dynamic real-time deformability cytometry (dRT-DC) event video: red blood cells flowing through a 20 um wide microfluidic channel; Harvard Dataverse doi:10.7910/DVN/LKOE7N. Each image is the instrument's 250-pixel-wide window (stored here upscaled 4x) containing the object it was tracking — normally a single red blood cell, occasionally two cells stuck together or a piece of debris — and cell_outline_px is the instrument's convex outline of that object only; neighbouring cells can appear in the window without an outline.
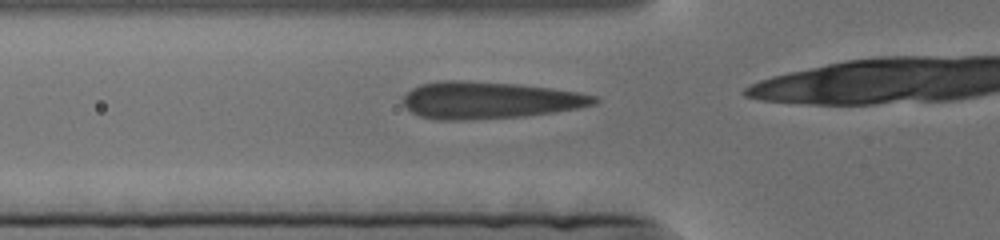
{"species": "human", "species_latin": "Homo sapiens", "temperature_condition": "cold", "stored_images_in_passage": 45, "camera_frame_rate_fps": 3000, "um_per_image_px": 0.085, "donor": {"sex": "female"}, "frame": {"image": 1, "passage_image": 31, "time_ms": 10.0, "image_size_px": [1000, 240], "cell_outline_px": [[600, 100], [596, 104], [580, 108], [524, 116], [464, 120], [436, 120], [420, 116], [412, 112], [404, 104], [404, 96], [412, 88], [420, 84], [440, 80], [456, 80], [520, 84], [552, 88], [580, 92], [600, 96]], "centroid_in_image_um": [41.65, 8.51], "position_along_channel_um": 84.1, "area_um2": 41.44}}
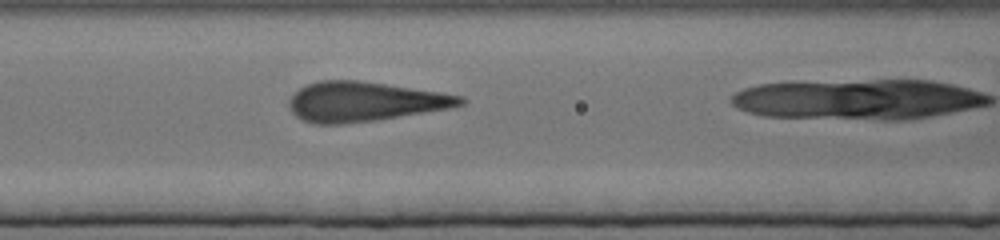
{"frame": {"image": 2, "passage_image": 44, "time_ms": 14.333, "image_size_px": [1000, 240], "cell_outline_px": [[468, 100], [464, 104], [452, 108], [376, 120], [344, 124], [316, 124], [304, 120], [296, 116], [292, 112], [288, 104], [288, 100], [300, 88], [308, 84], [320, 80], [360, 80], [440, 92], [464, 96]], "centroid_in_image_um": [31.02, 8.64], "position_along_channel_um": 135.6, "area_um2": 39.65}}